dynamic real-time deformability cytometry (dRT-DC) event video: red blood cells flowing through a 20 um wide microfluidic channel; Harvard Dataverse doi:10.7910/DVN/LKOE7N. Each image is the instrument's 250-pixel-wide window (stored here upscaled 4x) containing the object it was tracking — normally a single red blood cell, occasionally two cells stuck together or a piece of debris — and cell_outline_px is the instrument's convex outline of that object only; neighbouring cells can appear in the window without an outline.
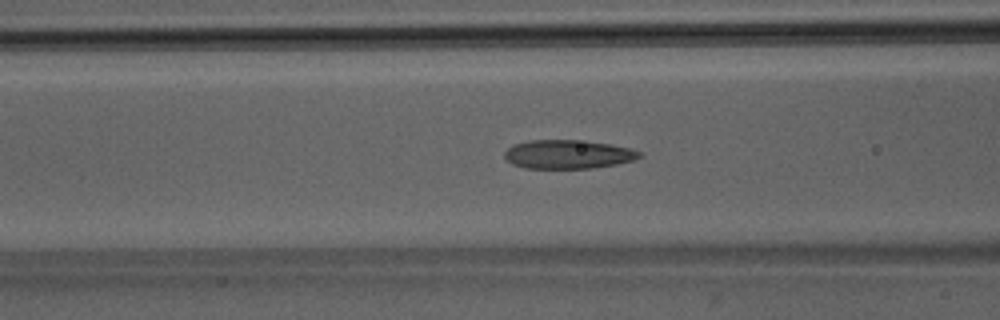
{"species": "Egyptian fruit bat (a non-hibernating species)", "species_latin": "Rousettus aegyptiacus", "temperature_condition": "room temperature", "stored_images_in_passage": 48, "camera_frame_rate_fps": 3000, "um_per_image_px": 0.085, "animal": {"sex": "male"}, "frame": {"image": 1, "passage_image": 20, "time_ms": 6.333, "image_size_px": [1000, 320], "cell_outline_px": [[644, 156], [632, 160], [616, 164], [592, 168], [524, 168], [512, 164], [504, 156], [504, 152], [512, 144], [528, 140], [576, 140], [612, 144], [632, 148], [640, 152]], "centroid_in_image_um": [48.27, 13.11], "position_along_channel_um": 118.3, "area_um2": 22.72}}
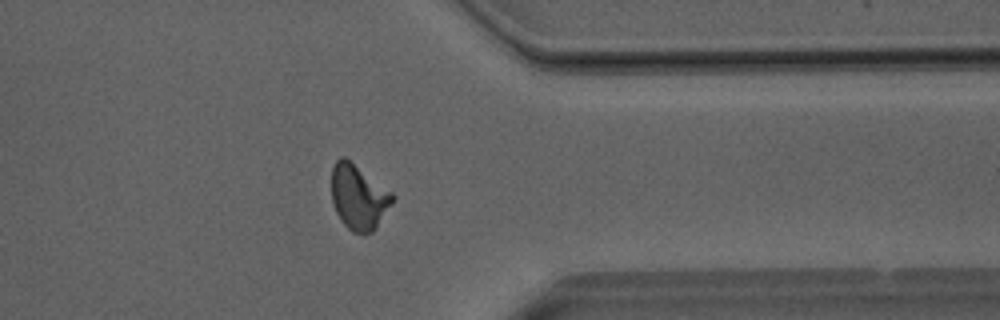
{"frame": {"image": 2, "passage_image": 40, "time_ms": 13.0, "image_size_px": [1000, 320], "cell_outline_px": [[396, 196], [376, 228], [372, 232], [364, 236], [352, 232], [340, 220], [332, 204], [332, 164], [340, 156], [344, 156], [392, 192]], "centroid_in_image_um": [30.46, 16.77], "position_along_channel_um": 380.9, "area_um2": 23.24}}
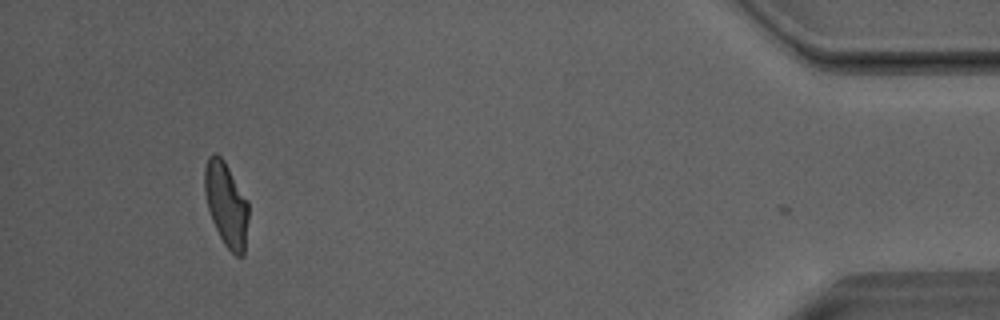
{"frame": {"image": 3, "passage_image": 47, "time_ms": 15.333, "image_size_px": [1000, 320], "cell_outline_px": [[248, 220], [244, 256], [236, 256], [224, 244], [212, 220], [208, 208], [204, 192], [204, 168], [208, 156], [212, 152], [216, 152], [224, 160], [248, 200]], "centroid_in_image_um": [19.23, 17.33], "position_along_channel_um": 416.0, "area_um2": 21.68}, "authors_computed_cell_mechanics": {"area_um2": 22.7443, "velocity_mm_per_s": 4.0662, "shape_relaxation_time_tau1_ms": 6.6846, "shape_relaxation_time_tau2_ms": 1.4739, "deformation_change_tau1": 0.1947, "deformation_change_tau2": 0.0952}}